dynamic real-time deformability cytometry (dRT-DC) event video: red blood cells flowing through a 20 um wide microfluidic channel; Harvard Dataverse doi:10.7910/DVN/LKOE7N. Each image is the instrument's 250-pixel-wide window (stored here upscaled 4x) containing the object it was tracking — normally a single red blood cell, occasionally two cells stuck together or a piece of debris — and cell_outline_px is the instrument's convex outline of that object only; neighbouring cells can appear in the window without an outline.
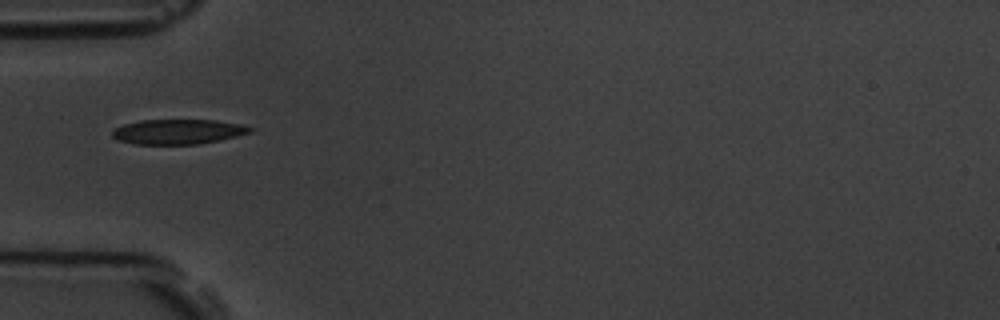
{"species": "common noctule bat (a hibernating species)", "species_latin": "Nyctalus noctula", "temperature_condition": "room temperature", "stored_images_in_passage": 3, "camera_frame_rate_fps": 3000, "um_per_image_px": 0.085, "animal": {"sex": "male", "body_mass_g": 19.5, "forearm_length_mm": 54.6}, "frame": {"image": 1, "passage_image": 1, "time_ms": 0.0, "image_size_px": [1000, 320], "cell_outline_px": [[256, 128], [252, 132], [220, 140], [200, 144], [136, 144], [116, 140], [112, 136], [112, 128], [124, 124], [140, 120], [216, 120], [240, 124]], "centroid_in_image_um": [15.12, 11.19], "position_along_channel_um": 69.9, "area_um2": 20.17}}
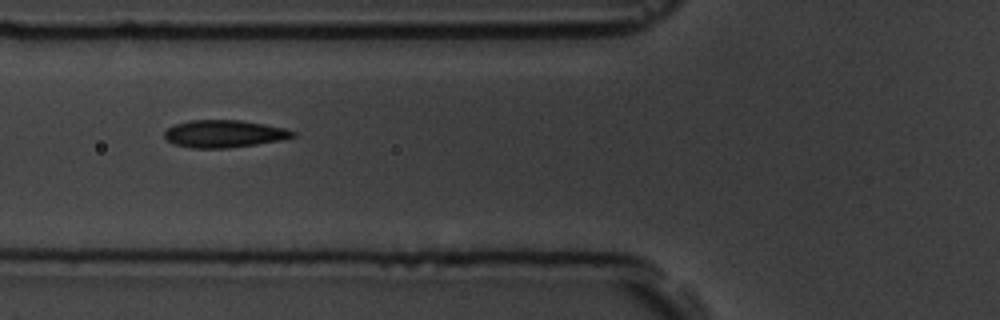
{"frame": {"image": 2, "passage_image": 2, "time_ms": 1.0, "image_size_px": [1000, 320], "cell_outline_px": [[296, 136], [284, 140], [228, 148], [192, 148], [172, 144], [164, 136], [164, 132], [172, 124], [188, 120], [240, 120], [264, 124], [284, 128], [296, 132]], "centroid_in_image_um": [19.04, 11.37], "position_along_channel_um": 106.8, "area_um2": 20.69}}
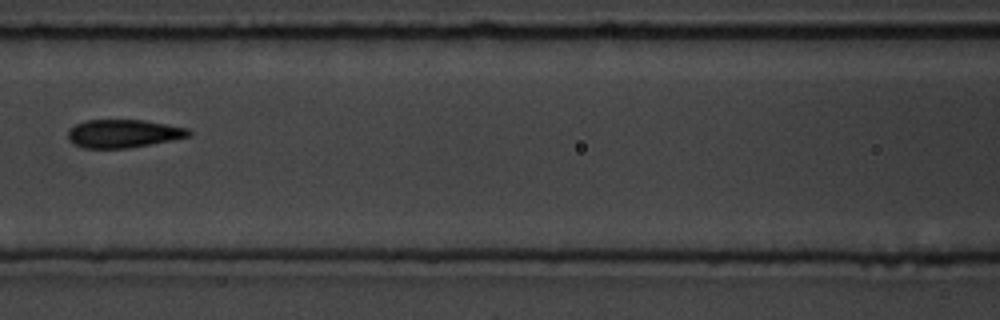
{"frame": {"image": 3, "passage_image": 3, "time_ms": 2.333, "image_size_px": [1000, 320], "cell_outline_px": [[192, 136], [152, 144], [128, 148], [84, 148], [72, 144], [68, 140], [68, 132], [76, 124], [84, 120], [144, 120], [188, 128], [192, 132]], "centroid_in_image_um": [10.5, 11.36], "position_along_channel_um": 156.1, "area_um2": 19.94}}